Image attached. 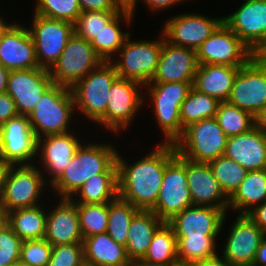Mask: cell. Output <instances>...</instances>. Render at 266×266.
I'll return each mask as SVG.
<instances>
[{
    "instance_id": "cell-43",
    "label": "cell",
    "mask_w": 266,
    "mask_h": 266,
    "mask_svg": "<svg viewBox=\"0 0 266 266\" xmlns=\"http://www.w3.org/2000/svg\"><path fill=\"white\" fill-rule=\"evenodd\" d=\"M53 246L45 239L25 240L21 245L20 262L29 266H47Z\"/></svg>"
},
{
    "instance_id": "cell-41",
    "label": "cell",
    "mask_w": 266,
    "mask_h": 266,
    "mask_svg": "<svg viewBox=\"0 0 266 266\" xmlns=\"http://www.w3.org/2000/svg\"><path fill=\"white\" fill-rule=\"evenodd\" d=\"M34 14L75 23L81 14L78 0H37Z\"/></svg>"
},
{
    "instance_id": "cell-57",
    "label": "cell",
    "mask_w": 266,
    "mask_h": 266,
    "mask_svg": "<svg viewBox=\"0 0 266 266\" xmlns=\"http://www.w3.org/2000/svg\"><path fill=\"white\" fill-rule=\"evenodd\" d=\"M6 21L0 17V30L6 25Z\"/></svg>"
},
{
    "instance_id": "cell-4",
    "label": "cell",
    "mask_w": 266,
    "mask_h": 266,
    "mask_svg": "<svg viewBox=\"0 0 266 266\" xmlns=\"http://www.w3.org/2000/svg\"><path fill=\"white\" fill-rule=\"evenodd\" d=\"M117 78L115 66L103 61L71 88L75 108L90 121L105 127L109 90Z\"/></svg>"
},
{
    "instance_id": "cell-51",
    "label": "cell",
    "mask_w": 266,
    "mask_h": 266,
    "mask_svg": "<svg viewBox=\"0 0 266 266\" xmlns=\"http://www.w3.org/2000/svg\"><path fill=\"white\" fill-rule=\"evenodd\" d=\"M252 266H266V236L261 241Z\"/></svg>"
},
{
    "instance_id": "cell-25",
    "label": "cell",
    "mask_w": 266,
    "mask_h": 266,
    "mask_svg": "<svg viewBox=\"0 0 266 266\" xmlns=\"http://www.w3.org/2000/svg\"><path fill=\"white\" fill-rule=\"evenodd\" d=\"M72 134L73 132L47 135L37 141V155L41 156L43 169L51 175L50 185L70 164L76 149L81 145L76 135Z\"/></svg>"
},
{
    "instance_id": "cell-32",
    "label": "cell",
    "mask_w": 266,
    "mask_h": 266,
    "mask_svg": "<svg viewBox=\"0 0 266 266\" xmlns=\"http://www.w3.org/2000/svg\"><path fill=\"white\" fill-rule=\"evenodd\" d=\"M134 15L125 7L119 12L106 26L102 29L90 44L94 48L96 54L104 61H113V55L119 53L120 48L124 45L125 40L130 35L129 32H123L120 29L121 20L125 23H131Z\"/></svg>"
},
{
    "instance_id": "cell-10",
    "label": "cell",
    "mask_w": 266,
    "mask_h": 266,
    "mask_svg": "<svg viewBox=\"0 0 266 266\" xmlns=\"http://www.w3.org/2000/svg\"><path fill=\"white\" fill-rule=\"evenodd\" d=\"M187 184L186 158L176 156L166 165L155 206L151 209L163 222L192 206Z\"/></svg>"
},
{
    "instance_id": "cell-23",
    "label": "cell",
    "mask_w": 266,
    "mask_h": 266,
    "mask_svg": "<svg viewBox=\"0 0 266 266\" xmlns=\"http://www.w3.org/2000/svg\"><path fill=\"white\" fill-rule=\"evenodd\" d=\"M187 184L193 205L228 211V197L222 191L208 163L186 159Z\"/></svg>"
},
{
    "instance_id": "cell-12",
    "label": "cell",
    "mask_w": 266,
    "mask_h": 266,
    "mask_svg": "<svg viewBox=\"0 0 266 266\" xmlns=\"http://www.w3.org/2000/svg\"><path fill=\"white\" fill-rule=\"evenodd\" d=\"M198 64L230 65L242 67L255 54L223 22L196 50Z\"/></svg>"
},
{
    "instance_id": "cell-31",
    "label": "cell",
    "mask_w": 266,
    "mask_h": 266,
    "mask_svg": "<svg viewBox=\"0 0 266 266\" xmlns=\"http://www.w3.org/2000/svg\"><path fill=\"white\" fill-rule=\"evenodd\" d=\"M264 201H266V169L248 171L245 179L228 198V208L238 210L239 214H247Z\"/></svg>"
},
{
    "instance_id": "cell-58",
    "label": "cell",
    "mask_w": 266,
    "mask_h": 266,
    "mask_svg": "<svg viewBox=\"0 0 266 266\" xmlns=\"http://www.w3.org/2000/svg\"><path fill=\"white\" fill-rule=\"evenodd\" d=\"M259 55L266 61V48Z\"/></svg>"
},
{
    "instance_id": "cell-44",
    "label": "cell",
    "mask_w": 266,
    "mask_h": 266,
    "mask_svg": "<svg viewBox=\"0 0 266 266\" xmlns=\"http://www.w3.org/2000/svg\"><path fill=\"white\" fill-rule=\"evenodd\" d=\"M84 264L82 243L53 246L47 266H82Z\"/></svg>"
},
{
    "instance_id": "cell-29",
    "label": "cell",
    "mask_w": 266,
    "mask_h": 266,
    "mask_svg": "<svg viewBox=\"0 0 266 266\" xmlns=\"http://www.w3.org/2000/svg\"><path fill=\"white\" fill-rule=\"evenodd\" d=\"M164 222L152 210H139L131 220L125 245L129 259H142L152 237Z\"/></svg>"
},
{
    "instance_id": "cell-8",
    "label": "cell",
    "mask_w": 266,
    "mask_h": 266,
    "mask_svg": "<svg viewBox=\"0 0 266 266\" xmlns=\"http://www.w3.org/2000/svg\"><path fill=\"white\" fill-rule=\"evenodd\" d=\"M130 35L119 50V59L111 61L118 77L149 84L156 72L162 50L164 35L155 41H130ZM121 55V56H120Z\"/></svg>"
},
{
    "instance_id": "cell-50",
    "label": "cell",
    "mask_w": 266,
    "mask_h": 266,
    "mask_svg": "<svg viewBox=\"0 0 266 266\" xmlns=\"http://www.w3.org/2000/svg\"><path fill=\"white\" fill-rule=\"evenodd\" d=\"M189 266H234L223 257L216 255L214 257L199 260L189 264Z\"/></svg>"
},
{
    "instance_id": "cell-16",
    "label": "cell",
    "mask_w": 266,
    "mask_h": 266,
    "mask_svg": "<svg viewBox=\"0 0 266 266\" xmlns=\"http://www.w3.org/2000/svg\"><path fill=\"white\" fill-rule=\"evenodd\" d=\"M223 22L255 55L266 48V1L246 0Z\"/></svg>"
},
{
    "instance_id": "cell-2",
    "label": "cell",
    "mask_w": 266,
    "mask_h": 266,
    "mask_svg": "<svg viewBox=\"0 0 266 266\" xmlns=\"http://www.w3.org/2000/svg\"><path fill=\"white\" fill-rule=\"evenodd\" d=\"M117 150L112 144H82L70 164L51 184L59 198H72L76 191L94 175L104 173L115 161Z\"/></svg>"
},
{
    "instance_id": "cell-17",
    "label": "cell",
    "mask_w": 266,
    "mask_h": 266,
    "mask_svg": "<svg viewBox=\"0 0 266 266\" xmlns=\"http://www.w3.org/2000/svg\"><path fill=\"white\" fill-rule=\"evenodd\" d=\"M223 23L221 18H209L199 14H181L168 19L162 35L176 46L197 50Z\"/></svg>"
},
{
    "instance_id": "cell-59",
    "label": "cell",
    "mask_w": 266,
    "mask_h": 266,
    "mask_svg": "<svg viewBox=\"0 0 266 266\" xmlns=\"http://www.w3.org/2000/svg\"><path fill=\"white\" fill-rule=\"evenodd\" d=\"M12 266H29V265L24 264V263L18 261V262H16L15 264H13Z\"/></svg>"
},
{
    "instance_id": "cell-6",
    "label": "cell",
    "mask_w": 266,
    "mask_h": 266,
    "mask_svg": "<svg viewBox=\"0 0 266 266\" xmlns=\"http://www.w3.org/2000/svg\"><path fill=\"white\" fill-rule=\"evenodd\" d=\"M227 139L214 117L186 127L174 145L177 153L187 160L209 163L224 155Z\"/></svg>"
},
{
    "instance_id": "cell-15",
    "label": "cell",
    "mask_w": 266,
    "mask_h": 266,
    "mask_svg": "<svg viewBox=\"0 0 266 266\" xmlns=\"http://www.w3.org/2000/svg\"><path fill=\"white\" fill-rule=\"evenodd\" d=\"M142 87L144 88L136 81L120 77L113 82L105 113V127L109 131L118 132L129 127L145 102L144 95L139 90Z\"/></svg>"
},
{
    "instance_id": "cell-42",
    "label": "cell",
    "mask_w": 266,
    "mask_h": 266,
    "mask_svg": "<svg viewBox=\"0 0 266 266\" xmlns=\"http://www.w3.org/2000/svg\"><path fill=\"white\" fill-rule=\"evenodd\" d=\"M118 13L108 11L81 12L74 23V33L90 42Z\"/></svg>"
},
{
    "instance_id": "cell-49",
    "label": "cell",
    "mask_w": 266,
    "mask_h": 266,
    "mask_svg": "<svg viewBox=\"0 0 266 266\" xmlns=\"http://www.w3.org/2000/svg\"><path fill=\"white\" fill-rule=\"evenodd\" d=\"M247 215L256 223L266 236V201L255 206Z\"/></svg>"
},
{
    "instance_id": "cell-34",
    "label": "cell",
    "mask_w": 266,
    "mask_h": 266,
    "mask_svg": "<svg viewBox=\"0 0 266 266\" xmlns=\"http://www.w3.org/2000/svg\"><path fill=\"white\" fill-rule=\"evenodd\" d=\"M142 260L151 266L179 265L176 236L167 222H164L154 233Z\"/></svg>"
},
{
    "instance_id": "cell-24",
    "label": "cell",
    "mask_w": 266,
    "mask_h": 266,
    "mask_svg": "<svg viewBox=\"0 0 266 266\" xmlns=\"http://www.w3.org/2000/svg\"><path fill=\"white\" fill-rule=\"evenodd\" d=\"M44 238L52 246L82 243L77 205L70 198H61L58 205L47 213Z\"/></svg>"
},
{
    "instance_id": "cell-27",
    "label": "cell",
    "mask_w": 266,
    "mask_h": 266,
    "mask_svg": "<svg viewBox=\"0 0 266 266\" xmlns=\"http://www.w3.org/2000/svg\"><path fill=\"white\" fill-rule=\"evenodd\" d=\"M239 69L230 65L199 64L192 87L219 102L227 101Z\"/></svg>"
},
{
    "instance_id": "cell-38",
    "label": "cell",
    "mask_w": 266,
    "mask_h": 266,
    "mask_svg": "<svg viewBox=\"0 0 266 266\" xmlns=\"http://www.w3.org/2000/svg\"><path fill=\"white\" fill-rule=\"evenodd\" d=\"M208 164L228 198L235 192L248 173L241 165L224 155Z\"/></svg>"
},
{
    "instance_id": "cell-36",
    "label": "cell",
    "mask_w": 266,
    "mask_h": 266,
    "mask_svg": "<svg viewBox=\"0 0 266 266\" xmlns=\"http://www.w3.org/2000/svg\"><path fill=\"white\" fill-rule=\"evenodd\" d=\"M138 211V208L120 197L108 202L107 234L117 244L126 245L131 220Z\"/></svg>"
},
{
    "instance_id": "cell-52",
    "label": "cell",
    "mask_w": 266,
    "mask_h": 266,
    "mask_svg": "<svg viewBox=\"0 0 266 266\" xmlns=\"http://www.w3.org/2000/svg\"><path fill=\"white\" fill-rule=\"evenodd\" d=\"M255 126L266 135V106L254 117Z\"/></svg>"
},
{
    "instance_id": "cell-13",
    "label": "cell",
    "mask_w": 266,
    "mask_h": 266,
    "mask_svg": "<svg viewBox=\"0 0 266 266\" xmlns=\"http://www.w3.org/2000/svg\"><path fill=\"white\" fill-rule=\"evenodd\" d=\"M32 20L28 29L34 40L37 62L40 68L50 70L74 34V24L38 14Z\"/></svg>"
},
{
    "instance_id": "cell-9",
    "label": "cell",
    "mask_w": 266,
    "mask_h": 266,
    "mask_svg": "<svg viewBox=\"0 0 266 266\" xmlns=\"http://www.w3.org/2000/svg\"><path fill=\"white\" fill-rule=\"evenodd\" d=\"M102 62L90 42L74 33L49 73L53 84L71 89Z\"/></svg>"
},
{
    "instance_id": "cell-1",
    "label": "cell",
    "mask_w": 266,
    "mask_h": 266,
    "mask_svg": "<svg viewBox=\"0 0 266 266\" xmlns=\"http://www.w3.org/2000/svg\"><path fill=\"white\" fill-rule=\"evenodd\" d=\"M162 143L132 165L117 152L118 197L139 210L155 206L166 165L176 156L173 143Z\"/></svg>"
},
{
    "instance_id": "cell-55",
    "label": "cell",
    "mask_w": 266,
    "mask_h": 266,
    "mask_svg": "<svg viewBox=\"0 0 266 266\" xmlns=\"http://www.w3.org/2000/svg\"><path fill=\"white\" fill-rule=\"evenodd\" d=\"M121 266H151L142 259H129L126 263H123Z\"/></svg>"
},
{
    "instance_id": "cell-7",
    "label": "cell",
    "mask_w": 266,
    "mask_h": 266,
    "mask_svg": "<svg viewBox=\"0 0 266 266\" xmlns=\"http://www.w3.org/2000/svg\"><path fill=\"white\" fill-rule=\"evenodd\" d=\"M40 170L35 164L7 166L0 205L8 212L40 205L39 196L47 185L46 172Z\"/></svg>"
},
{
    "instance_id": "cell-53",
    "label": "cell",
    "mask_w": 266,
    "mask_h": 266,
    "mask_svg": "<svg viewBox=\"0 0 266 266\" xmlns=\"http://www.w3.org/2000/svg\"><path fill=\"white\" fill-rule=\"evenodd\" d=\"M10 71L0 63V93L7 91L8 77Z\"/></svg>"
},
{
    "instance_id": "cell-30",
    "label": "cell",
    "mask_w": 266,
    "mask_h": 266,
    "mask_svg": "<svg viewBox=\"0 0 266 266\" xmlns=\"http://www.w3.org/2000/svg\"><path fill=\"white\" fill-rule=\"evenodd\" d=\"M80 198L74 203L91 204L112 202L118 197V166L115 161L104 173L89 178L75 193Z\"/></svg>"
},
{
    "instance_id": "cell-28",
    "label": "cell",
    "mask_w": 266,
    "mask_h": 266,
    "mask_svg": "<svg viewBox=\"0 0 266 266\" xmlns=\"http://www.w3.org/2000/svg\"><path fill=\"white\" fill-rule=\"evenodd\" d=\"M84 263L93 266H121L129 258L125 246L101 233L82 240Z\"/></svg>"
},
{
    "instance_id": "cell-19",
    "label": "cell",
    "mask_w": 266,
    "mask_h": 266,
    "mask_svg": "<svg viewBox=\"0 0 266 266\" xmlns=\"http://www.w3.org/2000/svg\"><path fill=\"white\" fill-rule=\"evenodd\" d=\"M265 235L247 215L239 214L230 228L222 257L234 266H252Z\"/></svg>"
},
{
    "instance_id": "cell-45",
    "label": "cell",
    "mask_w": 266,
    "mask_h": 266,
    "mask_svg": "<svg viewBox=\"0 0 266 266\" xmlns=\"http://www.w3.org/2000/svg\"><path fill=\"white\" fill-rule=\"evenodd\" d=\"M22 242L9 225L0 231V266H12L20 260Z\"/></svg>"
},
{
    "instance_id": "cell-56",
    "label": "cell",
    "mask_w": 266,
    "mask_h": 266,
    "mask_svg": "<svg viewBox=\"0 0 266 266\" xmlns=\"http://www.w3.org/2000/svg\"><path fill=\"white\" fill-rule=\"evenodd\" d=\"M6 168L7 166L2 161H0V201L2 198L3 177L6 171Z\"/></svg>"
},
{
    "instance_id": "cell-18",
    "label": "cell",
    "mask_w": 266,
    "mask_h": 266,
    "mask_svg": "<svg viewBox=\"0 0 266 266\" xmlns=\"http://www.w3.org/2000/svg\"><path fill=\"white\" fill-rule=\"evenodd\" d=\"M0 63L9 71L39 67L29 29L15 20L0 30Z\"/></svg>"
},
{
    "instance_id": "cell-35",
    "label": "cell",
    "mask_w": 266,
    "mask_h": 266,
    "mask_svg": "<svg viewBox=\"0 0 266 266\" xmlns=\"http://www.w3.org/2000/svg\"><path fill=\"white\" fill-rule=\"evenodd\" d=\"M219 103L217 99L192 87L181 105L180 118L182 128L185 129L192 123L203 119L214 118Z\"/></svg>"
},
{
    "instance_id": "cell-37",
    "label": "cell",
    "mask_w": 266,
    "mask_h": 266,
    "mask_svg": "<svg viewBox=\"0 0 266 266\" xmlns=\"http://www.w3.org/2000/svg\"><path fill=\"white\" fill-rule=\"evenodd\" d=\"M227 137L248 132L255 126L254 117L228 101L220 102L215 116Z\"/></svg>"
},
{
    "instance_id": "cell-60",
    "label": "cell",
    "mask_w": 266,
    "mask_h": 266,
    "mask_svg": "<svg viewBox=\"0 0 266 266\" xmlns=\"http://www.w3.org/2000/svg\"><path fill=\"white\" fill-rule=\"evenodd\" d=\"M82 266H93V265H89V264L84 263Z\"/></svg>"
},
{
    "instance_id": "cell-46",
    "label": "cell",
    "mask_w": 266,
    "mask_h": 266,
    "mask_svg": "<svg viewBox=\"0 0 266 266\" xmlns=\"http://www.w3.org/2000/svg\"><path fill=\"white\" fill-rule=\"evenodd\" d=\"M81 11L121 12L126 7V0H78Z\"/></svg>"
},
{
    "instance_id": "cell-40",
    "label": "cell",
    "mask_w": 266,
    "mask_h": 266,
    "mask_svg": "<svg viewBox=\"0 0 266 266\" xmlns=\"http://www.w3.org/2000/svg\"><path fill=\"white\" fill-rule=\"evenodd\" d=\"M76 205L83 239L107 232L108 202Z\"/></svg>"
},
{
    "instance_id": "cell-54",
    "label": "cell",
    "mask_w": 266,
    "mask_h": 266,
    "mask_svg": "<svg viewBox=\"0 0 266 266\" xmlns=\"http://www.w3.org/2000/svg\"><path fill=\"white\" fill-rule=\"evenodd\" d=\"M8 226V211L0 205V231Z\"/></svg>"
},
{
    "instance_id": "cell-21",
    "label": "cell",
    "mask_w": 266,
    "mask_h": 266,
    "mask_svg": "<svg viewBox=\"0 0 266 266\" xmlns=\"http://www.w3.org/2000/svg\"><path fill=\"white\" fill-rule=\"evenodd\" d=\"M53 84L49 70L44 68L10 71L7 93L12 97L19 115H29L43 93Z\"/></svg>"
},
{
    "instance_id": "cell-33",
    "label": "cell",
    "mask_w": 266,
    "mask_h": 266,
    "mask_svg": "<svg viewBox=\"0 0 266 266\" xmlns=\"http://www.w3.org/2000/svg\"><path fill=\"white\" fill-rule=\"evenodd\" d=\"M46 220L47 213L41 205L8 212V225L22 241L44 238Z\"/></svg>"
},
{
    "instance_id": "cell-14",
    "label": "cell",
    "mask_w": 266,
    "mask_h": 266,
    "mask_svg": "<svg viewBox=\"0 0 266 266\" xmlns=\"http://www.w3.org/2000/svg\"><path fill=\"white\" fill-rule=\"evenodd\" d=\"M37 137L27 115H18L0 126V161L6 166L31 165L37 156Z\"/></svg>"
},
{
    "instance_id": "cell-3",
    "label": "cell",
    "mask_w": 266,
    "mask_h": 266,
    "mask_svg": "<svg viewBox=\"0 0 266 266\" xmlns=\"http://www.w3.org/2000/svg\"><path fill=\"white\" fill-rule=\"evenodd\" d=\"M75 101L70 88L52 84L41 96L28 119L37 139L69 133Z\"/></svg>"
},
{
    "instance_id": "cell-47",
    "label": "cell",
    "mask_w": 266,
    "mask_h": 266,
    "mask_svg": "<svg viewBox=\"0 0 266 266\" xmlns=\"http://www.w3.org/2000/svg\"><path fill=\"white\" fill-rule=\"evenodd\" d=\"M18 115L19 114L12 97L7 92L0 93V126L9 119Z\"/></svg>"
},
{
    "instance_id": "cell-26",
    "label": "cell",
    "mask_w": 266,
    "mask_h": 266,
    "mask_svg": "<svg viewBox=\"0 0 266 266\" xmlns=\"http://www.w3.org/2000/svg\"><path fill=\"white\" fill-rule=\"evenodd\" d=\"M224 156L247 171L266 169V135L254 126L246 133L229 137Z\"/></svg>"
},
{
    "instance_id": "cell-20",
    "label": "cell",
    "mask_w": 266,
    "mask_h": 266,
    "mask_svg": "<svg viewBox=\"0 0 266 266\" xmlns=\"http://www.w3.org/2000/svg\"><path fill=\"white\" fill-rule=\"evenodd\" d=\"M226 215L219 208L192 205L167 223L173 228L176 238L218 237Z\"/></svg>"
},
{
    "instance_id": "cell-5",
    "label": "cell",
    "mask_w": 266,
    "mask_h": 266,
    "mask_svg": "<svg viewBox=\"0 0 266 266\" xmlns=\"http://www.w3.org/2000/svg\"><path fill=\"white\" fill-rule=\"evenodd\" d=\"M193 82H150L149 99L154 105V114L164 134V143H175L184 132L181 125V105L187 98Z\"/></svg>"
},
{
    "instance_id": "cell-11",
    "label": "cell",
    "mask_w": 266,
    "mask_h": 266,
    "mask_svg": "<svg viewBox=\"0 0 266 266\" xmlns=\"http://www.w3.org/2000/svg\"><path fill=\"white\" fill-rule=\"evenodd\" d=\"M227 101L253 117L266 106V61L260 55L240 67Z\"/></svg>"
},
{
    "instance_id": "cell-39",
    "label": "cell",
    "mask_w": 266,
    "mask_h": 266,
    "mask_svg": "<svg viewBox=\"0 0 266 266\" xmlns=\"http://www.w3.org/2000/svg\"><path fill=\"white\" fill-rule=\"evenodd\" d=\"M216 239L217 237L176 238L179 265H189L218 255L215 250Z\"/></svg>"
},
{
    "instance_id": "cell-48",
    "label": "cell",
    "mask_w": 266,
    "mask_h": 266,
    "mask_svg": "<svg viewBox=\"0 0 266 266\" xmlns=\"http://www.w3.org/2000/svg\"><path fill=\"white\" fill-rule=\"evenodd\" d=\"M186 1V0H184ZM151 11L163 10L183 2V0H143ZM137 5V0H126V8L134 14Z\"/></svg>"
},
{
    "instance_id": "cell-22",
    "label": "cell",
    "mask_w": 266,
    "mask_h": 266,
    "mask_svg": "<svg viewBox=\"0 0 266 266\" xmlns=\"http://www.w3.org/2000/svg\"><path fill=\"white\" fill-rule=\"evenodd\" d=\"M198 65L195 50L173 45L164 37L151 82H193Z\"/></svg>"
}]
</instances>
